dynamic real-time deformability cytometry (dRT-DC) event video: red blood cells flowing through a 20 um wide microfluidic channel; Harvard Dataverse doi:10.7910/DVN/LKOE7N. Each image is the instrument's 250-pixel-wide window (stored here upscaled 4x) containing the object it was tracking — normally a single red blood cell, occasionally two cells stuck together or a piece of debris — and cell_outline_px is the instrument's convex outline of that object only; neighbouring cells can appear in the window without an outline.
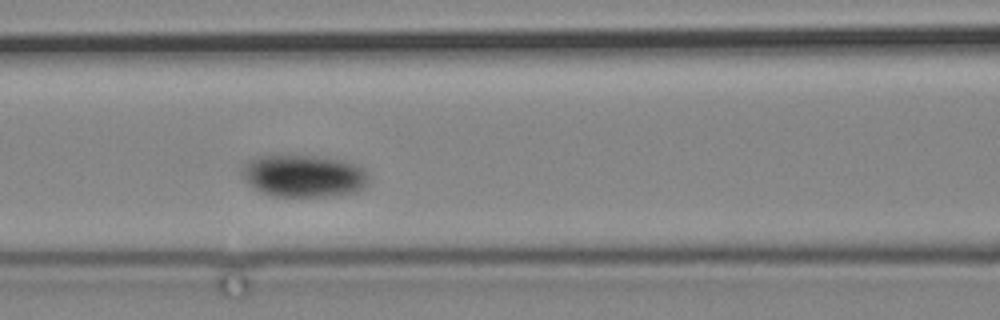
{"species": "common noctule bat (a hibernating species)", "species_latin": "Nyctalus noctula", "temperature_condition": "cold", "stored_images_in_passage": 4, "camera_frame_rate_fps": 3000, "um_per_image_px": 0.085, "animal": {"sex": "male", "body_mass_g": 19.2, "forearm_length_mm": 51.8}, "frame": {"image": 1, "passage_image": 4, "time_ms": 3.667, "image_size_px": [1000, 320], "cell_outline_px": [[368, 184], [364, 188], [356, 192], [332, 196], [272, 196], [260, 192], [248, 184], [240, 172], [244, 164], [248, 160], [256, 156], [284, 152], [316, 156], [344, 160], [360, 168], [368, 176]], "centroid_in_image_um": [25.73, 14.91], "position_along_channel_um": 140.9, "area_um2": 32.08}}